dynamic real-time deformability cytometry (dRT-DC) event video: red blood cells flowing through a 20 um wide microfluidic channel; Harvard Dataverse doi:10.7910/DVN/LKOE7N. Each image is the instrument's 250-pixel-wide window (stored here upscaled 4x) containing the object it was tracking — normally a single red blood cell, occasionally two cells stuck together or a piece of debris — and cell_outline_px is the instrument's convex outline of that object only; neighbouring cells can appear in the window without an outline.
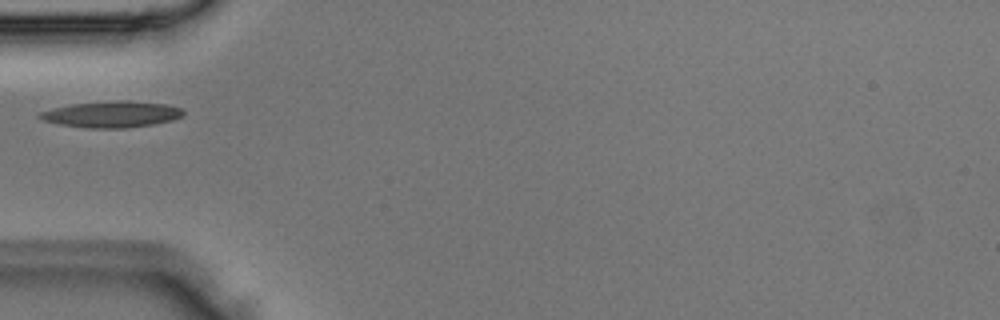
{"species": "Egyptian fruit bat (a non-hibernating species)", "species_latin": "Rousettus aegyptiacus", "temperature_condition": "room temperature", "stored_images_in_passage": 3, "camera_frame_rate_fps": 3000, "um_per_image_px": 0.085, "animal": {"sex": "male"}, "frame": {"image": 1, "passage_image": 3, "time_ms": 0.667, "image_size_px": [1000, 320], "cell_outline_px": [[184, 116], [172, 120], [152, 124], [124, 128], [88, 128], [56, 124], [44, 120], [36, 116], [40, 112], [52, 108], [72, 104], [116, 100], [128, 100], [168, 104], [180, 108], [184, 112]], "centroid_in_image_um": [9.49, 9.71], "position_along_channel_um": 75.5, "area_um2": 22.08}}